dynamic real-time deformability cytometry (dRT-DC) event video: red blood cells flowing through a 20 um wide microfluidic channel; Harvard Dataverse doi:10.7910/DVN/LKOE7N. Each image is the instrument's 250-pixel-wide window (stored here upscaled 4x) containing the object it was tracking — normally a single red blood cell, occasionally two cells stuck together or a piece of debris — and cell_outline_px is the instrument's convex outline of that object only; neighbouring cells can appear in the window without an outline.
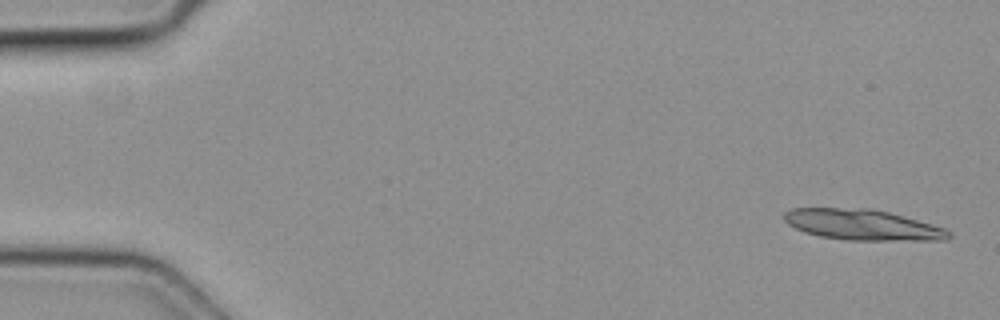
{"species": "common noctule bat (a hibernating species)", "species_latin": "Nyctalus noctula", "temperature_condition": "cold", "stored_images_in_passage": 4, "camera_frame_rate_fps": 3000, "um_per_image_px": 0.085, "animal": {"sex": "female", "body_mass_g": 19.3, "forearm_length_mm": 54.1}, "frame": {"image": 1, "passage_image": 1, "time_ms": 0.0, "image_size_px": [1000, 320], "cell_outline_px": [[952, 236], [948, 240], [848, 240], [820, 236], [804, 232], [788, 224], [784, 220], [784, 212], [792, 208], [868, 208], [888, 212], [932, 224], [944, 228], [952, 232]], "centroid_in_image_um": [73.32, 19.11], "position_along_channel_um": 11.7, "area_um2": 29.36}}